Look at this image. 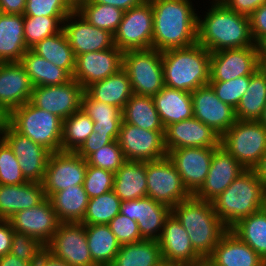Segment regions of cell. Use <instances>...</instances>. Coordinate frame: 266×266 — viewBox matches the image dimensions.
Returning a JSON list of instances; mask_svg holds the SVG:
<instances>
[{
  "label": "cell",
  "instance_id": "cell-1",
  "mask_svg": "<svg viewBox=\"0 0 266 266\" xmlns=\"http://www.w3.org/2000/svg\"><path fill=\"white\" fill-rule=\"evenodd\" d=\"M204 14L198 10L197 43L209 52L254 46L250 20L227 8L220 0H209Z\"/></svg>",
  "mask_w": 266,
  "mask_h": 266
},
{
  "label": "cell",
  "instance_id": "cell-2",
  "mask_svg": "<svg viewBox=\"0 0 266 266\" xmlns=\"http://www.w3.org/2000/svg\"><path fill=\"white\" fill-rule=\"evenodd\" d=\"M195 0H151L152 48L165 51L197 43L198 9Z\"/></svg>",
  "mask_w": 266,
  "mask_h": 266
},
{
  "label": "cell",
  "instance_id": "cell-3",
  "mask_svg": "<svg viewBox=\"0 0 266 266\" xmlns=\"http://www.w3.org/2000/svg\"><path fill=\"white\" fill-rule=\"evenodd\" d=\"M171 213L187 231L192 247L204 260L228 230L214 211L212 202L193 195L175 205Z\"/></svg>",
  "mask_w": 266,
  "mask_h": 266
},
{
  "label": "cell",
  "instance_id": "cell-4",
  "mask_svg": "<svg viewBox=\"0 0 266 266\" xmlns=\"http://www.w3.org/2000/svg\"><path fill=\"white\" fill-rule=\"evenodd\" d=\"M210 55L195 43L189 47L162 51L164 86L193 92L210 81Z\"/></svg>",
  "mask_w": 266,
  "mask_h": 266
},
{
  "label": "cell",
  "instance_id": "cell-5",
  "mask_svg": "<svg viewBox=\"0 0 266 266\" xmlns=\"http://www.w3.org/2000/svg\"><path fill=\"white\" fill-rule=\"evenodd\" d=\"M266 188L253 170H245L212 201L214 211L230 229L240 219L263 209Z\"/></svg>",
  "mask_w": 266,
  "mask_h": 266
},
{
  "label": "cell",
  "instance_id": "cell-6",
  "mask_svg": "<svg viewBox=\"0 0 266 266\" xmlns=\"http://www.w3.org/2000/svg\"><path fill=\"white\" fill-rule=\"evenodd\" d=\"M9 124L51 153L61 151L63 120L37 108L30 101L9 114Z\"/></svg>",
  "mask_w": 266,
  "mask_h": 266
},
{
  "label": "cell",
  "instance_id": "cell-7",
  "mask_svg": "<svg viewBox=\"0 0 266 266\" xmlns=\"http://www.w3.org/2000/svg\"><path fill=\"white\" fill-rule=\"evenodd\" d=\"M220 145L246 170H252L266 151V128L259 121L237 119L221 136Z\"/></svg>",
  "mask_w": 266,
  "mask_h": 266
},
{
  "label": "cell",
  "instance_id": "cell-8",
  "mask_svg": "<svg viewBox=\"0 0 266 266\" xmlns=\"http://www.w3.org/2000/svg\"><path fill=\"white\" fill-rule=\"evenodd\" d=\"M133 94L154 96L164 87L162 52L156 49L129 50L123 54Z\"/></svg>",
  "mask_w": 266,
  "mask_h": 266
},
{
  "label": "cell",
  "instance_id": "cell-9",
  "mask_svg": "<svg viewBox=\"0 0 266 266\" xmlns=\"http://www.w3.org/2000/svg\"><path fill=\"white\" fill-rule=\"evenodd\" d=\"M146 180L147 196L170 209L192 196L168 156L146 162Z\"/></svg>",
  "mask_w": 266,
  "mask_h": 266
},
{
  "label": "cell",
  "instance_id": "cell-10",
  "mask_svg": "<svg viewBox=\"0 0 266 266\" xmlns=\"http://www.w3.org/2000/svg\"><path fill=\"white\" fill-rule=\"evenodd\" d=\"M152 37L153 9L151 2L145 0L124 12L122 21L114 33V44L123 52L146 50L152 48Z\"/></svg>",
  "mask_w": 266,
  "mask_h": 266
},
{
  "label": "cell",
  "instance_id": "cell-11",
  "mask_svg": "<svg viewBox=\"0 0 266 266\" xmlns=\"http://www.w3.org/2000/svg\"><path fill=\"white\" fill-rule=\"evenodd\" d=\"M87 166V161L76 152L51 153L42 182L45 196L50 198L67 187L83 185Z\"/></svg>",
  "mask_w": 266,
  "mask_h": 266
},
{
  "label": "cell",
  "instance_id": "cell-12",
  "mask_svg": "<svg viewBox=\"0 0 266 266\" xmlns=\"http://www.w3.org/2000/svg\"><path fill=\"white\" fill-rule=\"evenodd\" d=\"M165 131H150L122 120L118 142L126 160L148 162L167 156Z\"/></svg>",
  "mask_w": 266,
  "mask_h": 266
},
{
  "label": "cell",
  "instance_id": "cell-13",
  "mask_svg": "<svg viewBox=\"0 0 266 266\" xmlns=\"http://www.w3.org/2000/svg\"><path fill=\"white\" fill-rule=\"evenodd\" d=\"M85 89L74 79L61 85L36 86L30 102L62 120L81 109Z\"/></svg>",
  "mask_w": 266,
  "mask_h": 266
},
{
  "label": "cell",
  "instance_id": "cell-14",
  "mask_svg": "<svg viewBox=\"0 0 266 266\" xmlns=\"http://www.w3.org/2000/svg\"><path fill=\"white\" fill-rule=\"evenodd\" d=\"M46 249L70 266H97L91 258L82 223H60Z\"/></svg>",
  "mask_w": 266,
  "mask_h": 266
},
{
  "label": "cell",
  "instance_id": "cell-15",
  "mask_svg": "<svg viewBox=\"0 0 266 266\" xmlns=\"http://www.w3.org/2000/svg\"><path fill=\"white\" fill-rule=\"evenodd\" d=\"M2 138L12 148L25 179L42 183L51 152L18 133L10 124L2 132Z\"/></svg>",
  "mask_w": 266,
  "mask_h": 266
},
{
  "label": "cell",
  "instance_id": "cell-16",
  "mask_svg": "<svg viewBox=\"0 0 266 266\" xmlns=\"http://www.w3.org/2000/svg\"><path fill=\"white\" fill-rule=\"evenodd\" d=\"M260 67L258 47L225 49L210 55V81H229L252 75Z\"/></svg>",
  "mask_w": 266,
  "mask_h": 266
},
{
  "label": "cell",
  "instance_id": "cell-17",
  "mask_svg": "<svg viewBox=\"0 0 266 266\" xmlns=\"http://www.w3.org/2000/svg\"><path fill=\"white\" fill-rule=\"evenodd\" d=\"M123 54V51L114 46L77 55L72 79L86 89L91 84L119 72L123 68Z\"/></svg>",
  "mask_w": 266,
  "mask_h": 266
},
{
  "label": "cell",
  "instance_id": "cell-18",
  "mask_svg": "<svg viewBox=\"0 0 266 266\" xmlns=\"http://www.w3.org/2000/svg\"><path fill=\"white\" fill-rule=\"evenodd\" d=\"M193 117L209 126L220 137L236 122L235 109L222 102L207 84L191 92Z\"/></svg>",
  "mask_w": 266,
  "mask_h": 266
},
{
  "label": "cell",
  "instance_id": "cell-19",
  "mask_svg": "<svg viewBox=\"0 0 266 266\" xmlns=\"http://www.w3.org/2000/svg\"><path fill=\"white\" fill-rule=\"evenodd\" d=\"M63 31L75 57L115 46L112 33L93 26L78 11L66 17L63 22Z\"/></svg>",
  "mask_w": 266,
  "mask_h": 266
},
{
  "label": "cell",
  "instance_id": "cell-20",
  "mask_svg": "<svg viewBox=\"0 0 266 266\" xmlns=\"http://www.w3.org/2000/svg\"><path fill=\"white\" fill-rule=\"evenodd\" d=\"M216 148L186 147L170 150L167 156L175 165L185 188L194 195L203 185Z\"/></svg>",
  "mask_w": 266,
  "mask_h": 266
},
{
  "label": "cell",
  "instance_id": "cell-21",
  "mask_svg": "<svg viewBox=\"0 0 266 266\" xmlns=\"http://www.w3.org/2000/svg\"><path fill=\"white\" fill-rule=\"evenodd\" d=\"M246 169L221 145L215 150L207 177L193 195L197 199L212 202Z\"/></svg>",
  "mask_w": 266,
  "mask_h": 266
},
{
  "label": "cell",
  "instance_id": "cell-22",
  "mask_svg": "<svg viewBox=\"0 0 266 266\" xmlns=\"http://www.w3.org/2000/svg\"><path fill=\"white\" fill-rule=\"evenodd\" d=\"M8 220L15 232L33 236L45 245L51 241L61 223L47 197L40 204L19 211Z\"/></svg>",
  "mask_w": 266,
  "mask_h": 266
},
{
  "label": "cell",
  "instance_id": "cell-23",
  "mask_svg": "<svg viewBox=\"0 0 266 266\" xmlns=\"http://www.w3.org/2000/svg\"><path fill=\"white\" fill-rule=\"evenodd\" d=\"M120 213L137 222L143 239L158 241L171 209L146 196L122 202Z\"/></svg>",
  "mask_w": 266,
  "mask_h": 266
},
{
  "label": "cell",
  "instance_id": "cell-24",
  "mask_svg": "<svg viewBox=\"0 0 266 266\" xmlns=\"http://www.w3.org/2000/svg\"><path fill=\"white\" fill-rule=\"evenodd\" d=\"M162 258L178 266H194L204 259L194 250L187 231L171 213L158 240Z\"/></svg>",
  "mask_w": 266,
  "mask_h": 266
},
{
  "label": "cell",
  "instance_id": "cell-25",
  "mask_svg": "<svg viewBox=\"0 0 266 266\" xmlns=\"http://www.w3.org/2000/svg\"><path fill=\"white\" fill-rule=\"evenodd\" d=\"M220 136L195 117L168 125L164 132V145L170 150L186 147L217 148Z\"/></svg>",
  "mask_w": 266,
  "mask_h": 266
},
{
  "label": "cell",
  "instance_id": "cell-26",
  "mask_svg": "<svg viewBox=\"0 0 266 266\" xmlns=\"http://www.w3.org/2000/svg\"><path fill=\"white\" fill-rule=\"evenodd\" d=\"M33 85L20 62L0 63V106L9 114L31 100Z\"/></svg>",
  "mask_w": 266,
  "mask_h": 266
},
{
  "label": "cell",
  "instance_id": "cell-27",
  "mask_svg": "<svg viewBox=\"0 0 266 266\" xmlns=\"http://www.w3.org/2000/svg\"><path fill=\"white\" fill-rule=\"evenodd\" d=\"M213 266H265L266 261L228 229L206 259Z\"/></svg>",
  "mask_w": 266,
  "mask_h": 266
},
{
  "label": "cell",
  "instance_id": "cell-28",
  "mask_svg": "<svg viewBox=\"0 0 266 266\" xmlns=\"http://www.w3.org/2000/svg\"><path fill=\"white\" fill-rule=\"evenodd\" d=\"M45 198L42 183L0 185V219L8 220L17 212L40 204Z\"/></svg>",
  "mask_w": 266,
  "mask_h": 266
},
{
  "label": "cell",
  "instance_id": "cell-29",
  "mask_svg": "<svg viewBox=\"0 0 266 266\" xmlns=\"http://www.w3.org/2000/svg\"><path fill=\"white\" fill-rule=\"evenodd\" d=\"M27 50L24 15L0 12V63L20 62Z\"/></svg>",
  "mask_w": 266,
  "mask_h": 266
},
{
  "label": "cell",
  "instance_id": "cell-30",
  "mask_svg": "<svg viewBox=\"0 0 266 266\" xmlns=\"http://www.w3.org/2000/svg\"><path fill=\"white\" fill-rule=\"evenodd\" d=\"M153 99L165 128L193 117L191 92L164 86Z\"/></svg>",
  "mask_w": 266,
  "mask_h": 266
},
{
  "label": "cell",
  "instance_id": "cell-31",
  "mask_svg": "<svg viewBox=\"0 0 266 266\" xmlns=\"http://www.w3.org/2000/svg\"><path fill=\"white\" fill-rule=\"evenodd\" d=\"M113 190L122 202L146 197V162L126 160L114 173Z\"/></svg>",
  "mask_w": 266,
  "mask_h": 266
},
{
  "label": "cell",
  "instance_id": "cell-32",
  "mask_svg": "<svg viewBox=\"0 0 266 266\" xmlns=\"http://www.w3.org/2000/svg\"><path fill=\"white\" fill-rule=\"evenodd\" d=\"M85 91L94 100L110 104L121 110L133 95L128 74L123 68L116 74L91 84Z\"/></svg>",
  "mask_w": 266,
  "mask_h": 266
},
{
  "label": "cell",
  "instance_id": "cell-33",
  "mask_svg": "<svg viewBox=\"0 0 266 266\" xmlns=\"http://www.w3.org/2000/svg\"><path fill=\"white\" fill-rule=\"evenodd\" d=\"M49 199L61 223L82 222L89 201L83 185L67 187L54 193Z\"/></svg>",
  "mask_w": 266,
  "mask_h": 266
},
{
  "label": "cell",
  "instance_id": "cell-34",
  "mask_svg": "<svg viewBox=\"0 0 266 266\" xmlns=\"http://www.w3.org/2000/svg\"><path fill=\"white\" fill-rule=\"evenodd\" d=\"M91 258L97 266H110L121 245L108 224L85 225Z\"/></svg>",
  "mask_w": 266,
  "mask_h": 266
},
{
  "label": "cell",
  "instance_id": "cell-35",
  "mask_svg": "<svg viewBox=\"0 0 266 266\" xmlns=\"http://www.w3.org/2000/svg\"><path fill=\"white\" fill-rule=\"evenodd\" d=\"M20 63L23 65L33 87L61 85L72 80V76L63 68L27 50Z\"/></svg>",
  "mask_w": 266,
  "mask_h": 266
},
{
  "label": "cell",
  "instance_id": "cell-36",
  "mask_svg": "<svg viewBox=\"0 0 266 266\" xmlns=\"http://www.w3.org/2000/svg\"><path fill=\"white\" fill-rule=\"evenodd\" d=\"M123 121L150 131H165L153 96L133 94L122 110Z\"/></svg>",
  "mask_w": 266,
  "mask_h": 266
},
{
  "label": "cell",
  "instance_id": "cell-37",
  "mask_svg": "<svg viewBox=\"0 0 266 266\" xmlns=\"http://www.w3.org/2000/svg\"><path fill=\"white\" fill-rule=\"evenodd\" d=\"M266 105V72L261 68L250 75L246 93L235 109L236 119L258 121Z\"/></svg>",
  "mask_w": 266,
  "mask_h": 266
},
{
  "label": "cell",
  "instance_id": "cell-38",
  "mask_svg": "<svg viewBox=\"0 0 266 266\" xmlns=\"http://www.w3.org/2000/svg\"><path fill=\"white\" fill-rule=\"evenodd\" d=\"M81 109L94 122V132L98 134H119L123 120L120 108L94 100L85 91L82 96Z\"/></svg>",
  "mask_w": 266,
  "mask_h": 266
},
{
  "label": "cell",
  "instance_id": "cell-39",
  "mask_svg": "<svg viewBox=\"0 0 266 266\" xmlns=\"http://www.w3.org/2000/svg\"><path fill=\"white\" fill-rule=\"evenodd\" d=\"M31 50L73 76L76 57L63 29L55 35L44 38Z\"/></svg>",
  "mask_w": 266,
  "mask_h": 266
},
{
  "label": "cell",
  "instance_id": "cell-40",
  "mask_svg": "<svg viewBox=\"0 0 266 266\" xmlns=\"http://www.w3.org/2000/svg\"><path fill=\"white\" fill-rule=\"evenodd\" d=\"M163 260L157 240L122 245L110 266H156Z\"/></svg>",
  "mask_w": 266,
  "mask_h": 266
},
{
  "label": "cell",
  "instance_id": "cell-41",
  "mask_svg": "<svg viewBox=\"0 0 266 266\" xmlns=\"http://www.w3.org/2000/svg\"><path fill=\"white\" fill-rule=\"evenodd\" d=\"M230 230L266 261V212L263 209L240 219Z\"/></svg>",
  "mask_w": 266,
  "mask_h": 266
},
{
  "label": "cell",
  "instance_id": "cell-42",
  "mask_svg": "<svg viewBox=\"0 0 266 266\" xmlns=\"http://www.w3.org/2000/svg\"><path fill=\"white\" fill-rule=\"evenodd\" d=\"M93 125L94 122L83 109L63 120L61 151L76 152L94 131Z\"/></svg>",
  "mask_w": 266,
  "mask_h": 266
},
{
  "label": "cell",
  "instance_id": "cell-43",
  "mask_svg": "<svg viewBox=\"0 0 266 266\" xmlns=\"http://www.w3.org/2000/svg\"><path fill=\"white\" fill-rule=\"evenodd\" d=\"M122 201L114 190L89 199L82 224H109L120 213Z\"/></svg>",
  "mask_w": 266,
  "mask_h": 266
},
{
  "label": "cell",
  "instance_id": "cell-44",
  "mask_svg": "<svg viewBox=\"0 0 266 266\" xmlns=\"http://www.w3.org/2000/svg\"><path fill=\"white\" fill-rule=\"evenodd\" d=\"M67 16H24V40L28 50L63 29Z\"/></svg>",
  "mask_w": 266,
  "mask_h": 266
},
{
  "label": "cell",
  "instance_id": "cell-45",
  "mask_svg": "<svg viewBox=\"0 0 266 266\" xmlns=\"http://www.w3.org/2000/svg\"><path fill=\"white\" fill-rule=\"evenodd\" d=\"M78 12L93 26L114 35L125 11L111 5L94 3L89 0Z\"/></svg>",
  "mask_w": 266,
  "mask_h": 266
},
{
  "label": "cell",
  "instance_id": "cell-46",
  "mask_svg": "<svg viewBox=\"0 0 266 266\" xmlns=\"http://www.w3.org/2000/svg\"><path fill=\"white\" fill-rule=\"evenodd\" d=\"M12 148L0 139V185H17L27 183Z\"/></svg>",
  "mask_w": 266,
  "mask_h": 266
},
{
  "label": "cell",
  "instance_id": "cell-47",
  "mask_svg": "<svg viewBox=\"0 0 266 266\" xmlns=\"http://www.w3.org/2000/svg\"><path fill=\"white\" fill-rule=\"evenodd\" d=\"M250 83V75L231 79L229 81H209L217 97L234 109L240 103Z\"/></svg>",
  "mask_w": 266,
  "mask_h": 266
},
{
  "label": "cell",
  "instance_id": "cell-48",
  "mask_svg": "<svg viewBox=\"0 0 266 266\" xmlns=\"http://www.w3.org/2000/svg\"><path fill=\"white\" fill-rule=\"evenodd\" d=\"M86 161L90 166L99 167L115 173L126 159L118 140H114L92 153Z\"/></svg>",
  "mask_w": 266,
  "mask_h": 266
},
{
  "label": "cell",
  "instance_id": "cell-49",
  "mask_svg": "<svg viewBox=\"0 0 266 266\" xmlns=\"http://www.w3.org/2000/svg\"><path fill=\"white\" fill-rule=\"evenodd\" d=\"M114 173L99 167L87 166L83 188L89 199L113 190Z\"/></svg>",
  "mask_w": 266,
  "mask_h": 266
},
{
  "label": "cell",
  "instance_id": "cell-50",
  "mask_svg": "<svg viewBox=\"0 0 266 266\" xmlns=\"http://www.w3.org/2000/svg\"><path fill=\"white\" fill-rule=\"evenodd\" d=\"M45 249L46 245L39 239L14 231L10 253L17 258L35 264Z\"/></svg>",
  "mask_w": 266,
  "mask_h": 266
},
{
  "label": "cell",
  "instance_id": "cell-51",
  "mask_svg": "<svg viewBox=\"0 0 266 266\" xmlns=\"http://www.w3.org/2000/svg\"><path fill=\"white\" fill-rule=\"evenodd\" d=\"M108 225L121 246L144 240L141 237L137 222L121 213L116 215Z\"/></svg>",
  "mask_w": 266,
  "mask_h": 266
},
{
  "label": "cell",
  "instance_id": "cell-52",
  "mask_svg": "<svg viewBox=\"0 0 266 266\" xmlns=\"http://www.w3.org/2000/svg\"><path fill=\"white\" fill-rule=\"evenodd\" d=\"M73 11L64 0H26L24 16H68Z\"/></svg>",
  "mask_w": 266,
  "mask_h": 266
},
{
  "label": "cell",
  "instance_id": "cell-53",
  "mask_svg": "<svg viewBox=\"0 0 266 266\" xmlns=\"http://www.w3.org/2000/svg\"><path fill=\"white\" fill-rule=\"evenodd\" d=\"M119 134H98L92 132L76 153L85 160L95 151L118 139Z\"/></svg>",
  "mask_w": 266,
  "mask_h": 266
},
{
  "label": "cell",
  "instance_id": "cell-54",
  "mask_svg": "<svg viewBox=\"0 0 266 266\" xmlns=\"http://www.w3.org/2000/svg\"><path fill=\"white\" fill-rule=\"evenodd\" d=\"M250 31L253 41L257 45L266 37V3L257 8L250 16Z\"/></svg>",
  "mask_w": 266,
  "mask_h": 266
},
{
  "label": "cell",
  "instance_id": "cell-55",
  "mask_svg": "<svg viewBox=\"0 0 266 266\" xmlns=\"http://www.w3.org/2000/svg\"><path fill=\"white\" fill-rule=\"evenodd\" d=\"M227 8L244 16H250L266 0H220Z\"/></svg>",
  "mask_w": 266,
  "mask_h": 266
},
{
  "label": "cell",
  "instance_id": "cell-56",
  "mask_svg": "<svg viewBox=\"0 0 266 266\" xmlns=\"http://www.w3.org/2000/svg\"><path fill=\"white\" fill-rule=\"evenodd\" d=\"M13 233L9 220L0 219V257L10 253Z\"/></svg>",
  "mask_w": 266,
  "mask_h": 266
},
{
  "label": "cell",
  "instance_id": "cell-57",
  "mask_svg": "<svg viewBox=\"0 0 266 266\" xmlns=\"http://www.w3.org/2000/svg\"><path fill=\"white\" fill-rule=\"evenodd\" d=\"M26 0H0V12L4 14H24Z\"/></svg>",
  "mask_w": 266,
  "mask_h": 266
},
{
  "label": "cell",
  "instance_id": "cell-58",
  "mask_svg": "<svg viewBox=\"0 0 266 266\" xmlns=\"http://www.w3.org/2000/svg\"><path fill=\"white\" fill-rule=\"evenodd\" d=\"M35 266H70L66 261L45 249L34 264Z\"/></svg>",
  "mask_w": 266,
  "mask_h": 266
},
{
  "label": "cell",
  "instance_id": "cell-59",
  "mask_svg": "<svg viewBox=\"0 0 266 266\" xmlns=\"http://www.w3.org/2000/svg\"><path fill=\"white\" fill-rule=\"evenodd\" d=\"M94 3H101L105 5H111L116 8L127 11L130 8L140 5L145 0H90Z\"/></svg>",
  "mask_w": 266,
  "mask_h": 266
},
{
  "label": "cell",
  "instance_id": "cell-60",
  "mask_svg": "<svg viewBox=\"0 0 266 266\" xmlns=\"http://www.w3.org/2000/svg\"><path fill=\"white\" fill-rule=\"evenodd\" d=\"M30 262L21 260L11 253L0 257V266H33Z\"/></svg>",
  "mask_w": 266,
  "mask_h": 266
},
{
  "label": "cell",
  "instance_id": "cell-61",
  "mask_svg": "<svg viewBox=\"0 0 266 266\" xmlns=\"http://www.w3.org/2000/svg\"><path fill=\"white\" fill-rule=\"evenodd\" d=\"M252 170L255 172L256 177L259 179V181L266 188V151L261 157L258 164Z\"/></svg>",
  "mask_w": 266,
  "mask_h": 266
},
{
  "label": "cell",
  "instance_id": "cell-62",
  "mask_svg": "<svg viewBox=\"0 0 266 266\" xmlns=\"http://www.w3.org/2000/svg\"><path fill=\"white\" fill-rule=\"evenodd\" d=\"M89 0H64L66 5L73 11L77 12Z\"/></svg>",
  "mask_w": 266,
  "mask_h": 266
},
{
  "label": "cell",
  "instance_id": "cell-63",
  "mask_svg": "<svg viewBox=\"0 0 266 266\" xmlns=\"http://www.w3.org/2000/svg\"><path fill=\"white\" fill-rule=\"evenodd\" d=\"M9 124V113L0 106V134Z\"/></svg>",
  "mask_w": 266,
  "mask_h": 266
},
{
  "label": "cell",
  "instance_id": "cell-64",
  "mask_svg": "<svg viewBox=\"0 0 266 266\" xmlns=\"http://www.w3.org/2000/svg\"><path fill=\"white\" fill-rule=\"evenodd\" d=\"M259 58H266V37H264L258 44Z\"/></svg>",
  "mask_w": 266,
  "mask_h": 266
},
{
  "label": "cell",
  "instance_id": "cell-65",
  "mask_svg": "<svg viewBox=\"0 0 266 266\" xmlns=\"http://www.w3.org/2000/svg\"><path fill=\"white\" fill-rule=\"evenodd\" d=\"M258 121L266 128V105L264 106V109L262 111V115Z\"/></svg>",
  "mask_w": 266,
  "mask_h": 266
},
{
  "label": "cell",
  "instance_id": "cell-66",
  "mask_svg": "<svg viewBox=\"0 0 266 266\" xmlns=\"http://www.w3.org/2000/svg\"><path fill=\"white\" fill-rule=\"evenodd\" d=\"M156 266H178L176 264L170 263L168 261L162 260L159 264H157Z\"/></svg>",
  "mask_w": 266,
  "mask_h": 266
},
{
  "label": "cell",
  "instance_id": "cell-67",
  "mask_svg": "<svg viewBox=\"0 0 266 266\" xmlns=\"http://www.w3.org/2000/svg\"><path fill=\"white\" fill-rule=\"evenodd\" d=\"M260 67L266 72V58H259Z\"/></svg>",
  "mask_w": 266,
  "mask_h": 266
},
{
  "label": "cell",
  "instance_id": "cell-68",
  "mask_svg": "<svg viewBox=\"0 0 266 266\" xmlns=\"http://www.w3.org/2000/svg\"><path fill=\"white\" fill-rule=\"evenodd\" d=\"M194 266H213L210 262H208L207 260H203L197 264H195Z\"/></svg>",
  "mask_w": 266,
  "mask_h": 266
},
{
  "label": "cell",
  "instance_id": "cell-69",
  "mask_svg": "<svg viewBox=\"0 0 266 266\" xmlns=\"http://www.w3.org/2000/svg\"><path fill=\"white\" fill-rule=\"evenodd\" d=\"M263 210L266 212V196H265L264 203H263Z\"/></svg>",
  "mask_w": 266,
  "mask_h": 266
}]
</instances>
